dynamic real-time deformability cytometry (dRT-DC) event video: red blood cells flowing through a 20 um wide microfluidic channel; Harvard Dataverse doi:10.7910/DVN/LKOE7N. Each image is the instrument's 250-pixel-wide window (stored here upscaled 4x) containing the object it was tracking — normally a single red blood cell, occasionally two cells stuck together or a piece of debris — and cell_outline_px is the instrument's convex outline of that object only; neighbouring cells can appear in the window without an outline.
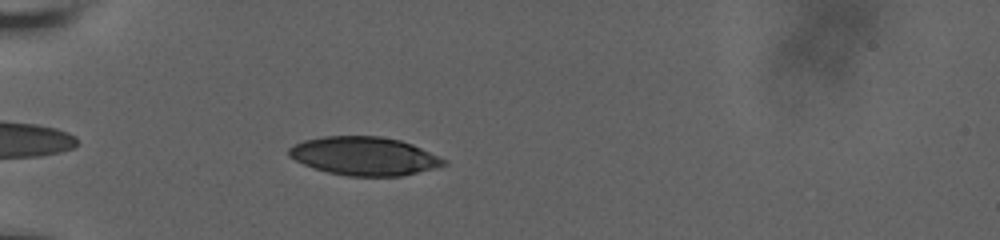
{"species": "human", "species_latin": "Homo sapiens", "temperature_condition": "room temperature", "stored_images_in_passage": 40, "camera_frame_rate_fps": 3000, "um_per_image_px": 0.085, "donor": {"sex": "male"}, "frame": {"image": 1, "passage_image": 4, "time_ms": 1.0, "image_size_px": [1000, 240], "cell_outline_px": [[448, 164], [400, 176], [348, 176], [328, 172], [304, 164], [288, 156], [288, 148], [304, 140], [324, 136], [380, 136], [400, 140], [412, 144], [448, 160]], "centroid_in_image_um": [30.96, 13.26], "position_along_channel_um": 54.0, "area_um2": 34.45}}
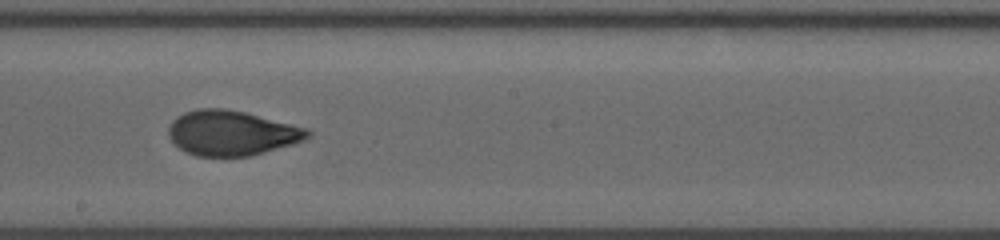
{"frame": {"image": 2, "passage_image": 20, "time_ms": 6.333, "image_size_px": [1000, 240], "cell_outline_px": [[312, 132], [304, 140], [292, 144], [264, 152], [248, 156], [196, 156], [180, 148], [168, 136], [168, 128], [172, 120], [176, 116], [184, 112], [196, 108], [224, 108], [244, 112], [308, 128]], "centroid_in_image_um": [19.66, 11.29], "position_along_channel_um": 228.5, "area_um2": 36.3}}
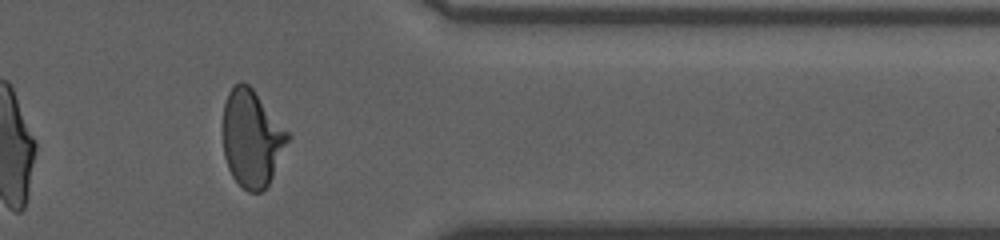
{"frame": {"image": 3, "passage_image": 34, "time_ms": 11.0, "image_size_px": [1000, 240], "cell_outline_px": [[292, 136], [268, 184], [260, 192], [248, 192], [232, 176], [228, 168], [224, 156], [224, 104], [228, 92], [240, 80], [248, 84], [252, 88]], "centroid_in_image_um": [21.42, 11.75], "position_along_channel_um": 390.0, "area_um2": 36.3}, "authors_computed_cell_mechanics": {"area_um2": 35.9805, "velocity_mm_per_s": 3.6587, "shape_relaxation_time_tau1_ms": 6.6251, "shape_relaxation_time_tau2_ms": 1.0931, "deformation_change_tau1": 0.2119, "deformation_change_tau2": 0.0652}}